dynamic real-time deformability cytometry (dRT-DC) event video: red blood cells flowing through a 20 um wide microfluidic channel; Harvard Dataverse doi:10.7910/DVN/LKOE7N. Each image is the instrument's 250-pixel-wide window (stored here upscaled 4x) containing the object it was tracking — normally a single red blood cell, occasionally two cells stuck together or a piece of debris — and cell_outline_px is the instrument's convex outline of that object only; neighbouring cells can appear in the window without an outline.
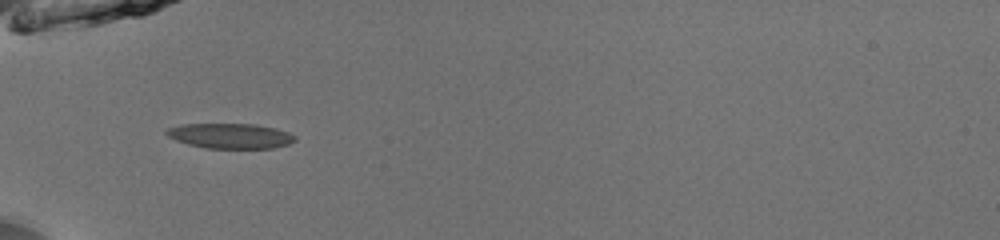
{"species": "common noctule bat (a hibernating species)", "species_latin": "Nyctalus noctula", "temperature_condition": "room temperature", "stored_images_in_passage": 31, "camera_frame_rate_fps": 3000, "um_per_image_px": 0.085, "animal": {"sex": "male", "body_mass_g": 13.0, "forearm_length_mm": 53.1}, "frame": {"image": 1, "passage_image": 1, "time_ms": 0.0, "image_size_px": [1000, 240], "cell_outline_px": [[296, 140], [288, 144], [272, 148], [204, 148], [188, 144], [176, 140], [168, 136], [164, 132], [168, 128], [180, 124], [256, 124], [276, 128], [288, 132], [296, 136]], "centroid_in_image_um": [19.58, 11.54], "position_along_channel_um": 65.4, "area_um2": 18.84}}
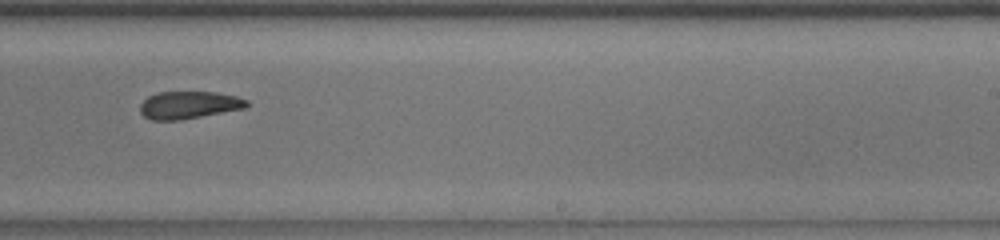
{"frame": {"image": 2, "passage_image": 17, "time_ms": 5.333, "image_size_px": [1000, 240], "cell_outline_px": [[248, 104], [244, 108], [180, 120], [152, 120], [144, 116], [140, 112], [140, 104], [148, 96], [156, 92], [216, 92], [236, 96], [248, 100]], "centroid_in_image_um": [16.02, 8.92], "position_along_channel_um": 273.0, "area_um2": 16.99}}
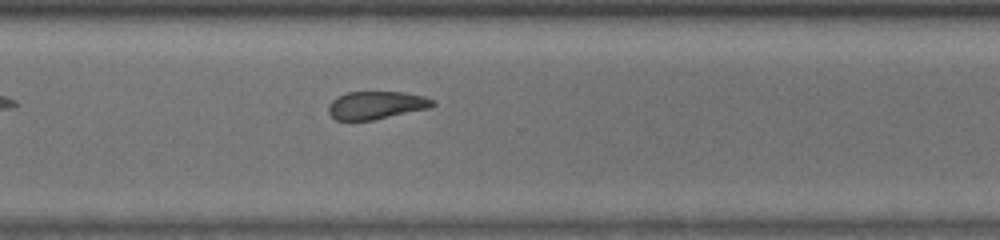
{"frame": {"image": 3, "passage_image": 22, "time_ms": 7.0, "image_size_px": [1000, 240], "cell_outline_px": [[436, 104], [432, 108], [372, 120], [336, 120], [328, 112], [328, 104], [336, 96], [348, 92], [404, 92], [424, 96], [436, 100]], "centroid_in_image_um": [32.01, 8.93], "position_along_channel_um": 338.6, "area_um2": 17.17}, "authors_computed_cell_mechanics": {"area_um2": 17.9758, "velocity_mm_per_s": 3.9599, "shape_relaxation_time_tau1_ms": 4.3872, "shape_relaxation_time_tau2_ms": 3.5254, "deformation_change_tau1": 0.1099, "deformation_change_tau2": 0.0986}}